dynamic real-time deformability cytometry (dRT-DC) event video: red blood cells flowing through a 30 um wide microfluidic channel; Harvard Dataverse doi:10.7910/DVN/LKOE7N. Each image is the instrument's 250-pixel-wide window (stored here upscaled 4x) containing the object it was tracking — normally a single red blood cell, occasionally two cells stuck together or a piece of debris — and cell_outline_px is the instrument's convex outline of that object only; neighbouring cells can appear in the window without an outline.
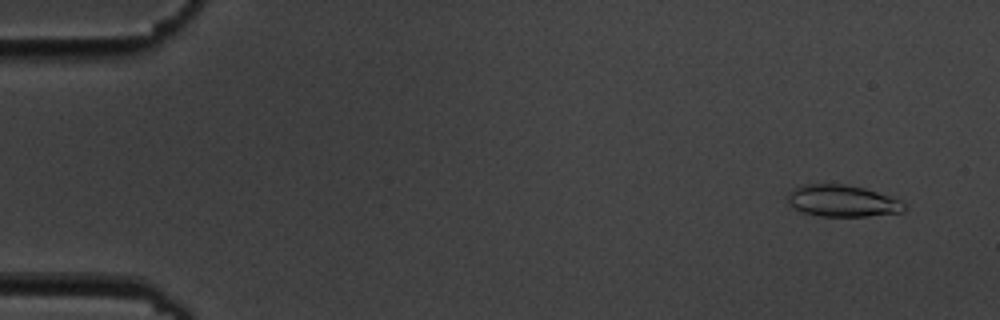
{"species": "common noctule bat (a hibernating species)", "species_latin": "Nyctalus noctula", "temperature_condition": "cold", "stored_images_in_passage": 6, "camera_frame_rate_fps": 3000, "um_per_image_px": 0.085, "animal": {"sex": "male", "body_mass_g": 19.5, "forearm_length_mm": 54.6}, "frame": {"image": 1, "passage_image": 1, "time_ms": 0.0, "image_size_px": [1000, 320], "cell_outline_px": [[904, 208], [900, 212], [868, 216], [820, 216], [804, 212], [788, 204], [788, 192], [792, 188], [800, 184], [844, 184], [864, 188], [900, 200], [904, 204]], "centroid_in_image_um": [71.54, 17.06], "position_along_channel_um": 13.5, "area_um2": 21.33}}